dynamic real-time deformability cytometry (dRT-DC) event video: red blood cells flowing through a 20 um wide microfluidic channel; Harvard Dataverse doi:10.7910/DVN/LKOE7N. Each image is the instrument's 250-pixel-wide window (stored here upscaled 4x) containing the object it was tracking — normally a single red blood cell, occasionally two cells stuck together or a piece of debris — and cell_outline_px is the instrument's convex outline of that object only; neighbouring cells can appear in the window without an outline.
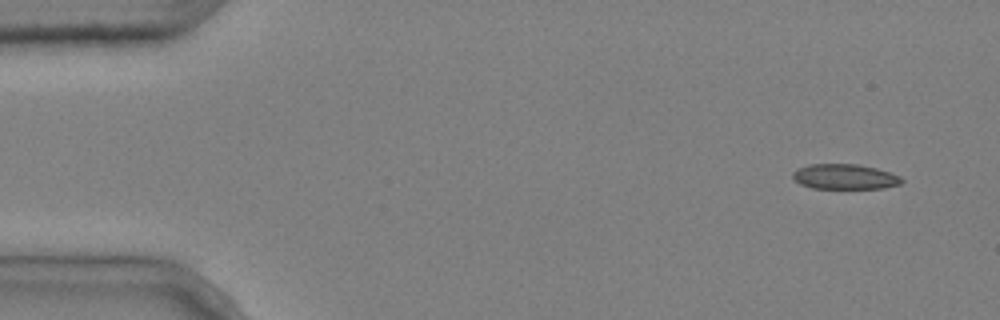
{"species": "common noctule bat (a hibernating species)", "species_latin": "Nyctalus noctula", "temperature_condition": "cold", "stored_images_in_passage": 4, "camera_frame_rate_fps": 3000, "um_per_image_px": 0.085, "animal": {"sex": "male", "body_mass_g": 20.4}, "frame": {"image": 1, "passage_image": 1, "time_ms": 0.0, "image_size_px": [1000, 320], "cell_outline_px": [[904, 180], [900, 184], [884, 188], [812, 188], [800, 184], [792, 176], [792, 172], [796, 168], [808, 164], [856, 164], [876, 168], [900, 176]], "centroid_in_image_um": [71.78, 15.01], "position_along_channel_um": 13.2, "area_um2": 15.95}}
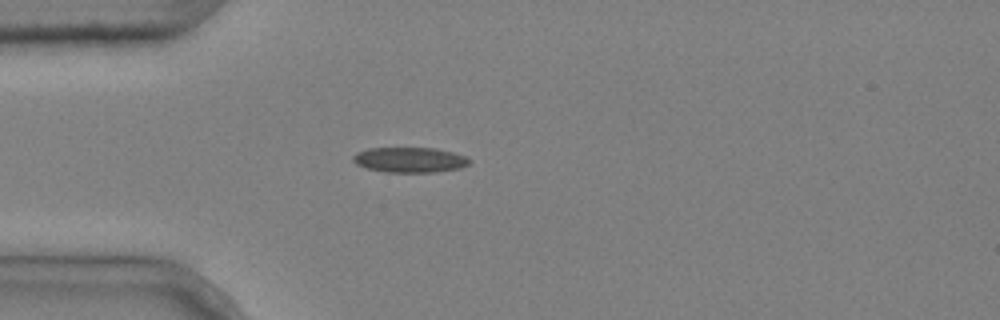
{"frame": {"image": 2, "passage_image": 4, "time_ms": 1.0, "image_size_px": [1000, 320], "cell_outline_px": [[472, 160], [468, 164], [460, 168], [432, 172], [384, 172], [368, 168], [356, 164], [352, 160], [352, 156], [356, 152], [368, 148], [436, 148], [452, 152], [464, 156]], "centroid_in_image_um": [34.8, 13.58], "position_along_channel_um": 50.2, "area_um2": 17.05}}